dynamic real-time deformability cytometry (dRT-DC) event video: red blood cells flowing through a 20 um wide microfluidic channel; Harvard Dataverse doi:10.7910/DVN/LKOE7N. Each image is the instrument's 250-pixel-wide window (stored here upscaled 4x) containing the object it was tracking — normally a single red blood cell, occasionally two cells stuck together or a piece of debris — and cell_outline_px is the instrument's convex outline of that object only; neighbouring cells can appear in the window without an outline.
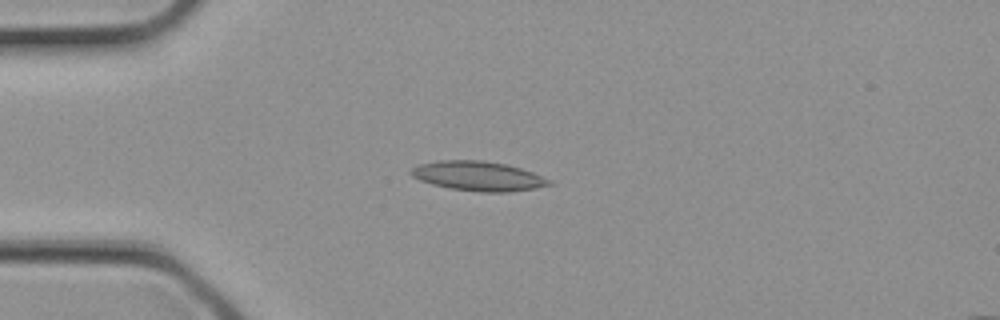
{"species": "common noctule bat (a hibernating species)", "species_latin": "Nyctalus noctula", "temperature_condition": "cold", "stored_images_in_passage": 2, "camera_frame_rate_fps": 3000, "um_per_image_px": 0.085, "animal": {"sex": "female", "body_mass_g": 21.9}, "frame": {"image": 1, "passage_image": 2, "time_ms": 0.333, "image_size_px": [1000, 320], "cell_outline_px": [[556, 184], [536, 188], [508, 192], [480, 192], [452, 188], [432, 184], [420, 180], [412, 176], [408, 172], [412, 168], [420, 164], [440, 160], [480, 160], [504, 164], [520, 168], [532, 172]], "centroid_in_image_um": [40.63, 14.97], "position_along_channel_um": 44.4, "area_um2": 23.52}}